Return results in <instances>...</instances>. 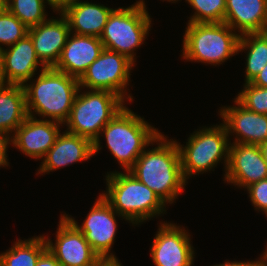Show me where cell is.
Masks as SVG:
<instances>
[{"label": "cell", "instance_id": "obj_1", "mask_svg": "<svg viewBox=\"0 0 267 266\" xmlns=\"http://www.w3.org/2000/svg\"><path fill=\"white\" fill-rule=\"evenodd\" d=\"M160 133L157 147L146 148L129 170L139 181L156 193L165 204H173L182 194L185 180L177 141Z\"/></svg>", "mask_w": 267, "mask_h": 266}, {"label": "cell", "instance_id": "obj_2", "mask_svg": "<svg viewBox=\"0 0 267 266\" xmlns=\"http://www.w3.org/2000/svg\"><path fill=\"white\" fill-rule=\"evenodd\" d=\"M160 133L145 121L144 117L125 106L102 128L100 135L93 142V154L102 149L100 137L104 136L110 154L126 172L134 166L146 147L155 144Z\"/></svg>", "mask_w": 267, "mask_h": 266}, {"label": "cell", "instance_id": "obj_3", "mask_svg": "<svg viewBox=\"0 0 267 266\" xmlns=\"http://www.w3.org/2000/svg\"><path fill=\"white\" fill-rule=\"evenodd\" d=\"M38 73L23 85L28 116L64 124L80 88L78 79L53 67Z\"/></svg>", "mask_w": 267, "mask_h": 266}, {"label": "cell", "instance_id": "obj_4", "mask_svg": "<svg viewBox=\"0 0 267 266\" xmlns=\"http://www.w3.org/2000/svg\"><path fill=\"white\" fill-rule=\"evenodd\" d=\"M106 191L100 193L109 205L132 225L166 214V204L129 171L106 175Z\"/></svg>", "mask_w": 267, "mask_h": 266}, {"label": "cell", "instance_id": "obj_5", "mask_svg": "<svg viewBox=\"0 0 267 266\" xmlns=\"http://www.w3.org/2000/svg\"><path fill=\"white\" fill-rule=\"evenodd\" d=\"M182 58L213 66L238 53L240 35L226 23H187Z\"/></svg>", "mask_w": 267, "mask_h": 266}, {"label": "cell", "instance_id": "obj_6", "mask_svg": "<svg viewBox=\"0 0 267 266\" xmlns=\"http://www.w3.org/2000/svg\"><path fill=\"white\" fill-rule=\"evenodd\" d=\"M81 90L80 87L63 126H67L65 131L94 142L102 128L126 106V101L106 90Z\"/></svg>", "mask_w": 267, "mask_h": 266}, {"label": "cell", "instance_id": "obj_7", "mask_svg": "<svg viewBox=\"0 0 267 266\" xmlns=\"http://www.w3.org/2000/svg\"><path fill=\"white\" fill-rule=\"evenodd\" d=\"M204 128L189 135L185 145L177 142L182 173L187 181L189 177L214 171L219 162L224 161L226 172L229 161L230 138L223 123ZM230 140V141H229ZM184 146V147H183Z\"/></svg>", "mask_w": 267, "mask_h": 266}, {"label": "cell", "instance_id": "obj_8", "mask_svg": "<svg viewBox=\"0 0 267 266\" xmlns=\"http://www.w3.org/2000/svg\"><path fill=\"white\" fill-rule=\"evenodd\" d=\"M151 21L144 0H138L126 8H116L100 36L103 47L123 54L135 63L134 51L144 44L151 30Z\"/></svg>", "mask_w": 267, "mask_h": 266}, {"label": "cell", "instance_id": "obj_9", "mask_svg": "<svg viewBox=\"0 0 267 266\" xmlns=\"http://www.w3.org/2000/svg\"><path fill=\"white\" fill-rule=\"evenodd\" d=\"M135 63L127 56L103 49L99 57L78 79L82 89L106 90L121 96L125 101H133L126 91Z\"/></svg>", "mask_w": 267, "mask_h": 266}, {"label": "cell", "instance_id": "obj_10", "mask_svg": "<svg viewBox=\"0 0 267 266\" xmlns=\"http://www.w3.org/2000/svg\"><path fill=\"white\" fill-rule=\"evenodd\" d=\"M85 237L92 249L99 257H115L111 248L115 242L117 233L116 216L119 215L109 203L101 196L94 202L83 223L78 222L70 215L63 214Z\"/></svg>", "mask_w": 267, "mask_h": 266}, {"label": "cell", "instance_id": "obj_11", "mask_svg": "<svg viewBox=\"0 0 267 266\" xmlns=\"http://www.w3.org/2000/svg\"><path fill=\"white\" fill-rule=\"evenodd\" d=\"M153 239L150 256L155 266H192L195 251L185 227L160 222Z\"/></svg>", "mask_w": 267, "mask_h": 266}, {"label": "cell", "instance_id": "obj_12", "mask_svg": "<svg viewBox=\"0 0 267 266\" xmlns=\"http://www.w3.org/2000/svg\"><path fill=\"white\" fill-rule=\"evenodd\" d=\"M55 234V242L48 236L44 238L61 266H92L100 258L84 235L62 214Z\"/></svg>", "mask_w": 267, "mask_h": 266}, {"label": "cell", "instance_id": "obj_13", "mask_svg": "<svg viewBox=\"0 0 267 266\" xmlns=\"http://www.w3.org/2000/svg\"><path fill=\"white\" fill-rule=\"evenodd\" d=\"M267 179V164L258 145L232 143L224 181L246 189L249 185Z\"/></svg>", "mask_w": 267, "mask_h": 266}, {"label": "cell", "instance_id": "obj_14", "mask_svg": "<svg viewBox=\"0 0 267 266\" xmlns=\"http://www.w3.org/2000/svg\"><path fill=\"white\" fill-rule=\"evenodd\" d=\"M62 123L28 116L11 135V145L26 156L39 160L54 145Z\"/></svg>", "mask_w": 267, "mask_h": 266}, {"label": "cell", "instance_id": "obj_15", "mask_svg": "<svg viewBox=\"0 0 267 266\" xmlns=\"http://www.w3.org/2000/svg\"><path fill=\"white\" fill-rule=\"evenodd\" d=\"M233 106H222L218 115L233 143L260 145L267 141V115L247 110L236 99Z\"/></svg>", "mask_w": 267, "mask_h": 266}, {"label": "cell", "instance_id": "obj_16", "mask_svg": "<svg viewBox=\"0 0 267 266\" xmlns=\"http://www.w3.org/2000/svg\"><path fill=\"white\" fill-rule=\"evenodd\" d=\"M1 72L5 84L24 85L46 67L40 62L33 41L27 34L14 45L0 51ZM38 68V69H37Z\"/></svg>", "mask_w": 267, "mask_h": 266}, {"label": "cell", "instance_id": "obj_17", "mask_svg": "<svg viewBox=\"0 0 267 266\" xmlns=\"http://www.w3.org/2000/svg\"><path fill=\"white\" fill-rule=\"evenodd\" d=\"M59 16L57 19L49 17L45 22L28 28L35 53L46 68L56 65L70 34L67 19L62 14Z\"/></svg>", "mask_w": 267, "mask_h": 266}, {"label": "cell", "instance_id": "obj_18", "mask_svg": "<svg viewBox=\"0 0 267 266\" xmlns=\"http://www.w3.org/2000/svg\"><path fill=\"white\" fill-rule=\"evenodd\" d=\"M59 134L54 145L43 157L38 174H49L70 164L86 161L94 156L93 142L79 135L64 130Z\"/></svg>", "mask_w": 267, "mask_h": 266}, {"label": "cell", "instance_id": "obj_19", "mask_svg": "<svg viewBox=\"0 0 267 266\" xmlns=\"http://www.w3.org/2000/svg\"><path fill=\"white\" fill-rule=\"evenodd\" d=\"M103 49L100 37L70 33L53 68L79 79Z\"/></svg>", "mask_w": 267, "mask_h": 266}, {"label": "cell", "instance_id": "obj_20", "mask_svg": "<svg viewBox=\"0 0 267 266\" xmlns=\"http://www.w3.org/2000/svg\"><path fill=\"white\" fill-rule=\"evenodd\" d=\"M224 23L239 35L267 31V0H226Z\"/></svg>", "mask_w": 267, "mask_h": 266}, {"label": "cell", "instance_id": "obj_21", "mask_svg": "<svg viewBox=\"0 0 267 266\" xmlns=\"http://www.w3.org/2000/svg\"><path fill=\"white\" fill-rule=\"evenodd\" d=\"M115 8L87 1H78L62 15L67 19L70 33L100 37Z\"/></svg>", "mask_w": 267, "mask_h": 266}, {"label": "cell", "instance_id": "obj_22", "mask_svg": "<svg viewBox=\"0 0 267 266\" xmlns=\"http://www.w3.org/2000/svg\"><path fill=\"white\" fill-rule=\"evenodd\" d=\"M28 117L23 85L0 87V132L12 135Z\"/></svg>", "mask_w": 267, "mask_h": 266}, {"label": "cell", "instance_id": "obj_23", "mask_svg": "<svg viewBox=\"0 0 267 266\" xmlns=\"http://www.w3.org/2000/svg\"><path fill=\"white\" fill-rule=\"evenodd\" d=\"M246 53L245 83H250L267 63V31L240 35L238 52Z\"/></svg>", "mask_w": 267, "mask_h": 266}, {"label": "cell", "instance_id": "obj_24", "mask_svg": "<svg viewBox=\"0 0 267 266\" xmlns=\"http://www.w3.org/2000/svg\"><path fill=\"white\" fill-rule=\"evenodd\" d=\"M47 249L44 235L28 239H17L14 244L0 253V266H35L40 255Z\"/></svg>", "mask_w": 267, "mask_h": 266}, {"label": "cell", "instance_id": "obj_25", "mask_svg": "<svg viewBox=\"0 0 267 266\" xmlns=\"http://www.w3.org/2000/svg\"><path fill=\"white\" fill-rule=\"evenodd\" d=\"M46 3L47 0H7V10L31 28L47 20Z\"/></svg>", "mask_w": 267, "mask_h": 266}, {"label": "cell", "instance_id": "obj_26", "mask_svg": "<svg viewBox=\"0 0 267 266\" xmlns=\"http://www.w3.org/2000/svg\"><path fill=\"white\" fill-rule=\"evenodd\" d=\"M194 14L188 23H222L226 11V0H185Z\"/></svg>", "mask_w": 267, "mask_h": 266}, {"label": "cell", "instance_id": "obj_27", "mask_svg": "<svg viewBox=\"0 0 267 266\" xmlns=\"http://www.w3.org/2000/svg\"><path fill=\"white\" fill-rule=\"evenodd\" d=\"M28 34V28L8 10L0 13V51L14 45ZM2 44V45H1Z\"/></svg>", "mask_w": 267, "mask_h": 266}, {"label": "cell", "instance_id": "obj_28", "mask_svg": "<svg viewBox=\"0 0 267 266\" xmlns=\"http://www.w3.org/2000/svg\"><path fill=\"white\" fill-rule=\"evenodd\" d=\"M236 99L247 110L267 115V88L257 87L251 83H244Z\"/></svg>", "mask_w": 267, "mask_h": 266}, {"label": "cell", "instance_id": "obj_29", "mask_svg": "<svg viewBox=\"0 0 267 266\" xmlns=\"http://www.w3.org/2000/svg\"><path fill=\"white\" fill-rule=\"evenodd\" d=\"M249 199L254 206V210L263 214L267 213V179L249 185L247 188Z\"/></svg>", "mask_w": 267, "mask_h": 266}, {"label": "cell", "instance_id": "obj_30", "mask_svg": "<svg viewBox=\"0 0 267 266\" xmlns=\"http://www.w3.org/2000/svg\"><path fill=\"white\" fill-rule=\"evenodd\" d=\"M9 144H12L11 135L8 133L0 132V167L2 168H6L9 166V159H7V151L9 148Z\"/></svg>", "mask_w": 267, "mask_h": 266}, {"label": "cell", "instance_id": "obj_31", "mask_svg": "<svg viewBox=\"0 0 267 266\" xmlns=\"http://www.w3.org/2000/svg\"><path fill=\"white\" fill-rule=\"evenodd\" d=\"M80 0H47V5L53 9V11L62 14L66 9L75 5Z\"/></svg>", "mask_w": 267, "mask_h": 266}, {"label": "cell", "instance_id": "obj_32", "mask_svg": "<svg viewBox=\"0 0 267 266\" xmlns=\"http://www.w3.org/2000/svg\"><path fill=\"white\" fill-rule=\"evenodd\" d=\"M35 266H61L55 256L47 248L39 257Z\"/></svg>", "mask_w": 267, "mask_h": 266}, {"label": "cell", "instance_id": "obj_33", "mask_svg": "<svg viewBox=\"0 0 267 266\" xmlns=\"http://www.w3.org/2000/svg\"><path fill=\"white\" fill-rule=\"evenodd\" d=\"M212 266V265H211ZM213 266H263V258H262V253L261 256L256 259L255 261H229L226 260L224 263L221 264H216Z\"/></svg>", "mask_w": 267, "mask_h": 266}, {"label": "cell", "instance_id": "obj_34", "mask_svg": "<svg viewBox=\"0 0 267 266\" xmlns=\"http://www.w3.org/2000/svg\"><path fill=\"white\" fill-rule=\"evenodd\" d=\"M250 83L257 87L267 88V63L262 71Z\"/></svg>", "mask_w": 267, "mask_h": 266}, {"label": "cell", "instance_id": "obj_35", "mask_svg": "<svg viewBox=\"0 0 267 266\" xmlns=\"http://www.w3.org/2000/svg\"><path fill=\"white\" fill-rule=\"evenodd\" d=\"M92 266H123L115 257H100Z\"/></svg>", "mask_w": 267, "mask_h": 266}, {"label": "cell", "instance_id": "obj_36", "mask_svg": "<svg viewBox=\"0 0 267 266\" xmlns=\"http://www.w3.org/2000/svg\"><path fill=\"white\" fill-rule=\"evenodd\" d=\"M262 154V157L264 158V161L267 164V141L261 143L260 145H258Z\"/></svg>", "mask_w": 267, "mask_h": 266}, {"label": "cell", "instance_id": "obj_37", "mask_svg": "<svg viewBox=\"0 0 267 266\" xmlns=\"http://www.w3.org/2000/svg\"><path fill=\"white\" fill-rule=\"evenodd\" d=\"M7 10V0H0V13Z\"/></svg>", "mask_w": 267, "mask_h": 266}, {"label": "cell", "instance_id": "obj_38", "mask_svg": "<svg viewBox=\"0 0 267 266\" xmlns=\"http://www.w3.org/2000/svg\"><path fill=\"white\" fill-rule=\"evenodd\" d=\"M262 258H263V266H267V248L264 250Z\"/></svg>", "mask_w": 267, "mask_h": 266}, {"label": "cell", "instance_id": "obj_39", "mask_svg": "<svg viewBox=\"0 0 267 266\" xmlns=\"http://www.w3.org/2000/svg\"><path fill=\"white\" fill-rule=\"evenodd\" d=\"M4 84H5V82H4L3 78H2V72H1V56H0V87L2 85H4Z\"/></svg>", "mask_w": 267, "mask_h": 266}, {"label": "cell", "instance_id": "obj_40", "mask_svg": "<svg viewBox=\"0 0 267 266\" xmlns=\"http://www.w3.org/2000/svg\"><path fill=\"white\" fill-rule=\"evenodd\" d=\"M162 1L164 2L165 0H162ZM166 1L172 2V3H175L176 4V2L181 1V0H166Z\"/></svg>", "mask_w": 267, "mask_h": 266}]
</instances>
